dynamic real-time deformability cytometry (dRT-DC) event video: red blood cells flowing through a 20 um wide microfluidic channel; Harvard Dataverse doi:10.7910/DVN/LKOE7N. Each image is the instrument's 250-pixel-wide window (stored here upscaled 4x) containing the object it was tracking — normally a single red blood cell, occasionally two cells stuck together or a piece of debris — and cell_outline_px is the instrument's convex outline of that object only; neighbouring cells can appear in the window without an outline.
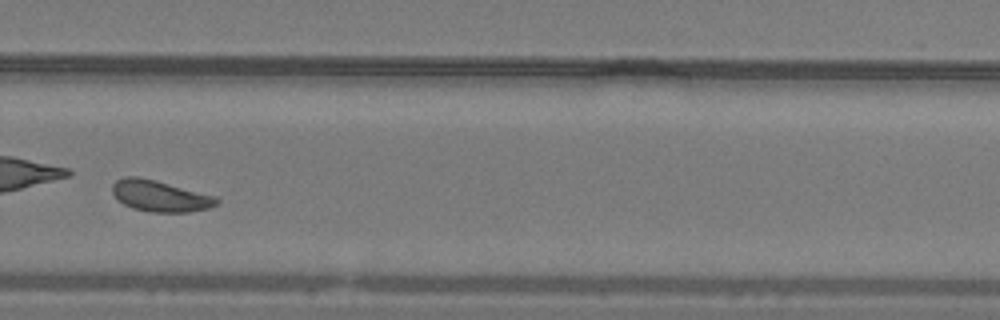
{"species": "common noctule bat (a hibernating species)", "species_latin": "Nyctalus noctula", "temperature_condition": "warm", "stored_images_in_passage": 37, "camera_frame_rate_fps": 3000, "um_per_image_px": 0.085, "animal": {"sex": "male", "body_mass_g": 19.2, "forearm_length_mm": 51.8}, "frame": {"image": 1, "passage_image": 27, "time_ms": 8.667, "image_size_px": [1000, 320], "cell_outline_px": [[220, 200], [212, 208], [188, 212], [148, 212], [132, 208], [124, 204], [112, 192], [112, 184], [116, 180], [124, 176], [140, 176], [156, 180], [216, 196]], "centroid_in_image_um": [13.62, 16.65], "position_along_channel_um": 316.2, "area_um2": 19.13}}